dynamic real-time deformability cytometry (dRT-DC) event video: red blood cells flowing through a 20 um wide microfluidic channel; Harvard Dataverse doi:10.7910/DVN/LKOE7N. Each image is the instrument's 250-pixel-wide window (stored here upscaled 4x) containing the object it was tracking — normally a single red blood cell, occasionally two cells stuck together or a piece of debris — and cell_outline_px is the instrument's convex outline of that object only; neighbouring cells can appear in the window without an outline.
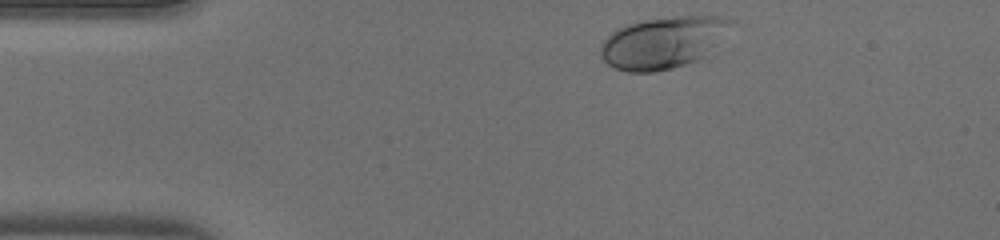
{"species": "human", "species_latin": "Homo sapiens", "temperature_condition": "warm", "stored_images_in_passage": 31, "camera_frame_rate_fps": 3000, "um_per_image_px": 0.085, "donor": {"sex": "male"}, "frame": {"image": 1, "passage_image": 1, "time_ms": 0.0, "image_size_px": [1000, 240], "cell_outline_px": [[732, 24], [704, 56], [700, 60], [672, 68], [652, 72], [628, 72], [616, 68], [608, 64], [600, 56], [600, 44], [612, 32], [628, 24], [644, 20], [672, 16], [720, 16], [732, 20]], "centroid_in_image_um": [56.31, 3.62], "position_along_channel_um": 28.7, "area_um2": 38.84}}
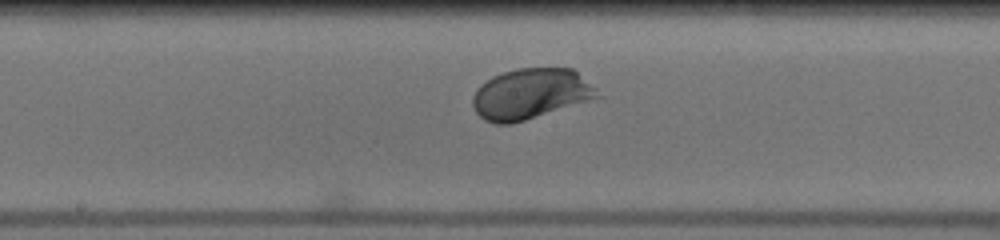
{"frame": {"image": 2, "passage_image": 17, "time_ms": 5.333, "image_size_px": [1000, 240], "cell_outline_px": [[604, 96], [512, 124], [496, 124], [484, 120], [476, 112], [472, 104], [472, 96], [476, 88], [480, 84], [492, 76], [516, 68], [572, 68], [596, 88]], "centroid_in_image_um": [45.09, 7.98], "position_along_channel_um": 203.1, "area_um2": 36.93}}
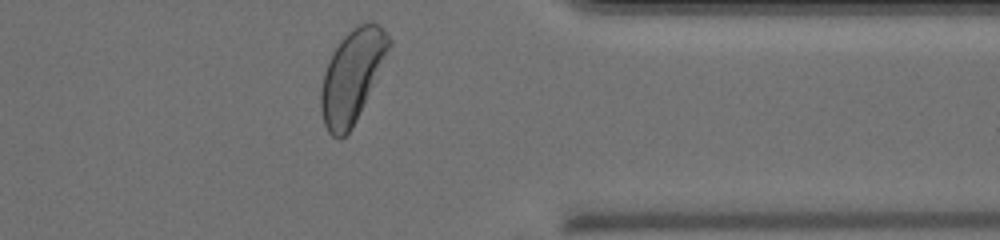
{"frame": {"image": 3, "passage_image": 30, "time_ms": 9.667, "image_size_px": [1000, 240], "cell_outline_px": [[392, 44], [356, 120], [348, 132], [340, 140], [336, 140], [328, 132], [324, 124], [320, 108], [320, 88], [324, 72], [332, 52], [340, 40], [352, 28], [368, 20], [384, 28], [392, 40]], "centroid_in_image_um": [29.91, 6.45], "position_along_channel_um": 381.5, "area_um2": 36.41}}